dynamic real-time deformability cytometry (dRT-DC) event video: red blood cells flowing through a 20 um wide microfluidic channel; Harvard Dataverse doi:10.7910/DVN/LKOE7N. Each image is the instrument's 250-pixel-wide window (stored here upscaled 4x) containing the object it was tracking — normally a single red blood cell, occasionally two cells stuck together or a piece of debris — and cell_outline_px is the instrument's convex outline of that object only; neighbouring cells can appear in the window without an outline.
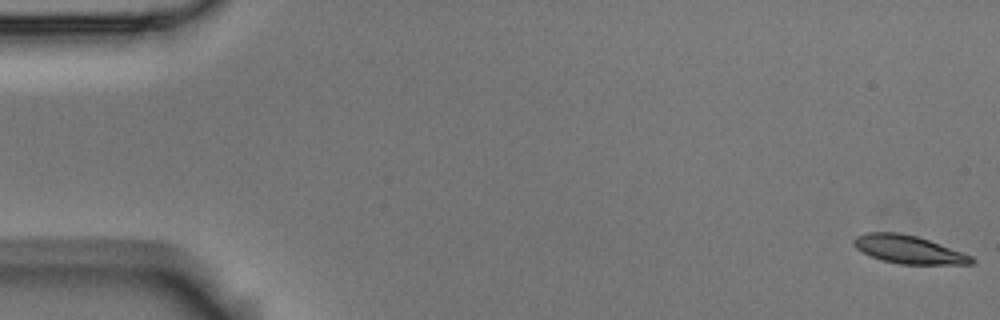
{"species": "Egyptian fruit bat (a non-hibernating species)", "species_latin": "Rousettus aegyptiacus", "temperature_condition": "room temperature", "stored_images_in_passage": 9, "camera_frame_rate_fps": 3000, "um_per_image_px": 0.085, "animal": {"sex": "male"}, "frame": {"image": 1, "passage_image": 1, "time_ms": 0.0, "image_size_px": [1000, 320], "cell_outline_px": [[976, 260], [972, 264], [900, 264], [880, 260], [856, 248], [852, 244], [852, 240], [856, 236], [864, 232], [900, 232], [916, 236], [928, 240], [972, 256]], "centroid_in_image_um": [77.18, 21.2], "position_along_channel_um": 7.8, "area_um2": 19.19}}
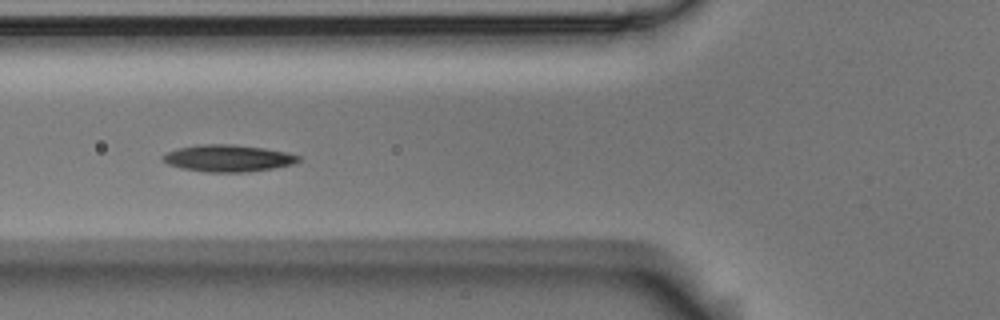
{"frame": {"image": 2, "passage_image": 6, "time_ms": 1.667, "image_size_px": [1000, 320], "cell_outline_px": [[300, 160], [292, 164], [272, 168], [248, 172], [204, 172], [180, 168], [168, 164], [160, 160], [160, 156], [176, 148], [196, 144], [232, 144], [264, 148], [288, 152], [300, 156]], "centroid_in_image_um": [19.32, 13.44], "position_along_channel_um": 106.5, "area_um2": 21.5}}
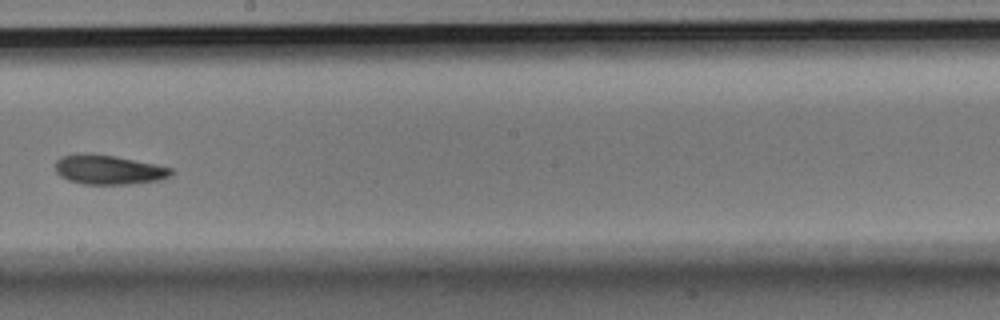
{"frame": {"image": 3, "passage_image": 9, "time_ms": 2.667, "image_size_px": [1000, 320], "cell_outline_px": [[172, 172], [168, 176], [160, 180], [128, 184], [84, 184], [68, 180], [60, 176], [56, 172], [56, 160], [60, 156], [76, 152], [92, 152], [116, 156], [156, 164], [172, 168]], "centroid_in_image_um": [9.17, 14.39], "position_along_channel_um": 239.0, "area_um2": 20.17}}